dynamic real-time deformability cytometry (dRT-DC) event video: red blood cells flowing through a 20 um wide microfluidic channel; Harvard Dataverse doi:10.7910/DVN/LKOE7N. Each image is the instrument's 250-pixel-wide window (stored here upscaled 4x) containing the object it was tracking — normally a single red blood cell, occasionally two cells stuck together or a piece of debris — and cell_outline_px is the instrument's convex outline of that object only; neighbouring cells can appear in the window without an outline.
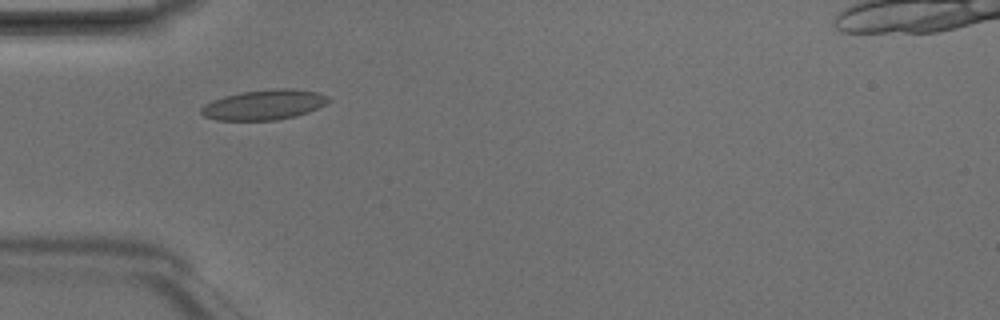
{"species": "Egyptian fruit bat (a non-hibernating species)", "species_latin": "Rousettus aegyptiacus", "temperature_condition": "room temperature", "stored_images_in_passage": 4, "camera_frame_rate_fps": 3000, "um_per_image_px": 0.085, "animal": {"sex": "male"}, "frame": {"image": 1, "passage_image": 1, "time_ms": 0.0, "image_size_px": [1000, 320], "cell_outline_px": [[332, 100], [308, 112], [296, 116], [276, 120], [216, 120], [204, 116], [200, 112], [200, 108], [204, 104], [212, 100], [224, 96], [244, 92], [272, 88], [292, 88], [316, 92], [328, 96]], "centroid_in_image_um": [22.43, 8.9], "position_along_channel_um": 62.6, "area_um2": 22.31}}
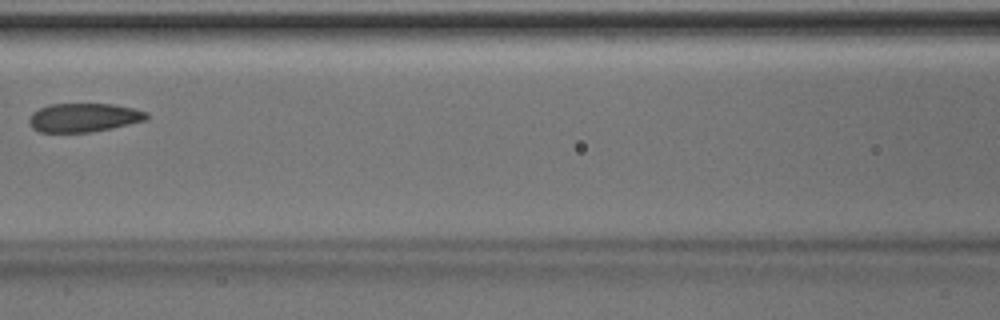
{"frame": {"image": 2, "passage_image": 3, "time_ms": 0.667, "image_size_px": [1000, 320], "cell_outline_px": [[148, 120], [112, 128], [92, 132], [40, 132], [32, 128], [28, 124], [28, 116], [32, 112], [48, 104], [112, 104], [132, 108], [148, 112]], "centroid_in_image_um": [7.1, 10.0], "position_along_channel_um": 159.5, "area_um2": 19.88}}